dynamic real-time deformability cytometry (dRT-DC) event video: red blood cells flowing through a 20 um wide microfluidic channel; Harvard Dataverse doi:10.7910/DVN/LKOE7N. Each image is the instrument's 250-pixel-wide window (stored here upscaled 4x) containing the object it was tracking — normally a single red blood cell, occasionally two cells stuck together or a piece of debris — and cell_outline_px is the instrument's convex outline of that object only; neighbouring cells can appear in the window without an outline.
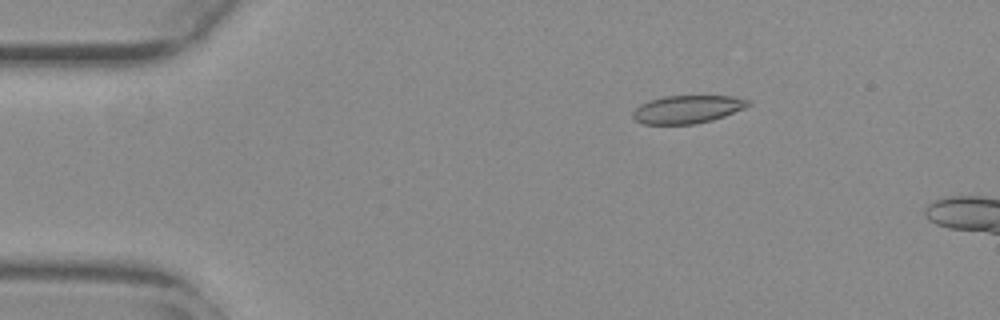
{"species": "common noctule bat (a hibernating species)", "species_latin": "Nyctalus noctula", "temperature_condition": "warm", "stored_images_in_passage": 16, "camera_frame_rate_fps": 3000, "um_per_image_px": 0.085, "animal": {"sex": "female", "body_mass_g": 29.2, "forearm_length_mm": 56.3}, "frame": {"image": 1, "passage_image": 10, "time_ms": 3.0, "image_size_px": [1000, 320], "cell_outline_px": [[752, 104], [744, 108], [724, 116], [712, 120], [696, 124], [644, 124], [636, 120], [632, 116], [632, 112], [640, 104], [664, 96], [732, 96], [752, 100]], "centroid_in_image_um": [58.46, 9.29], "position_along_channel_um": 26.5, "area_um2": 18.79}}